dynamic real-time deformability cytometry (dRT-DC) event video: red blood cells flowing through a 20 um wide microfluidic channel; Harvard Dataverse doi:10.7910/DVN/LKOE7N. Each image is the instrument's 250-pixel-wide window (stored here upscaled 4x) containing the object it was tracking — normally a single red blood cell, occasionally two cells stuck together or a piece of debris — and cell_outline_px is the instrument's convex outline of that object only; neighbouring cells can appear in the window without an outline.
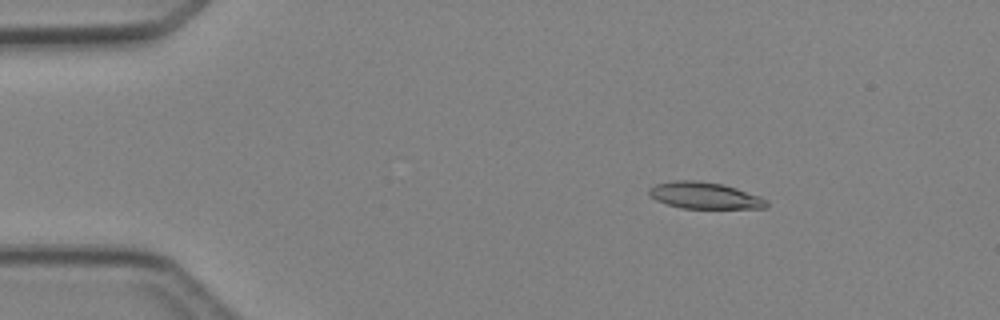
{"species": "Egyptian fruit bat (a non-hibernating species)", "species_latin": "Rousettus aegyptiacus", "temperature_condition": "cold", "stored_images_in_passage": 5, "camera_frame_rate_fps": 3000, "um_per_image_px": 0.085, "animal": {"sex": "female"}, "frame": {"image": 1, "passage_image": 2, "time_ms": 2.0, "image_size_px": [1000, 320], "cell_outline_px": [[768, 204], [764, 208], [680, 208], [656, 200], [648, 192], [648, 188], [656, 184], [676, 180], [696, 180], [720, 184], [736, 188], [760, 196], [768, 200]], "centroid_in_image_um": [59.89, 16.62], "position_along_channel_um": 25.1, "area_um2": 18.03}}
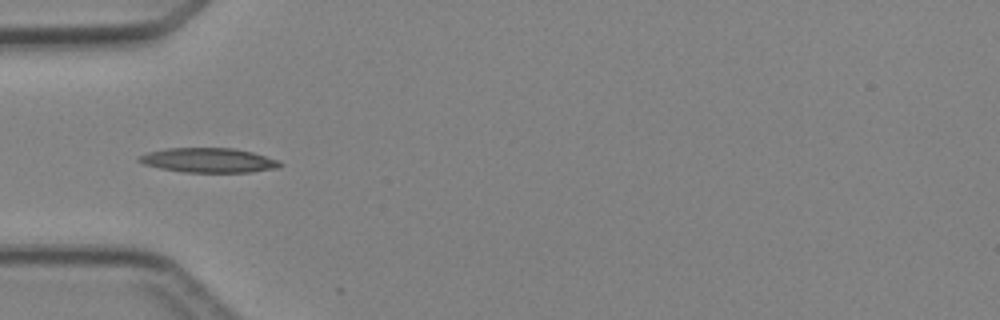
{"frame": {"image": 2, "passage_image": 4, "time_ms": 4.667, "image_size_px": [1000, 320], "cell_outline_px": [[284, 164], [280, 168], [252, 172], [184, 172], [160, 168], [144, 164], [136, 160], [136, 156], [148, 152], [168, 148], [232, 148], [252, 152], [280, 160]], "centroid_in_image_um": [17.75, 13.62], "position_along_channel_um": 67.2, "area_um2": 20.35}}
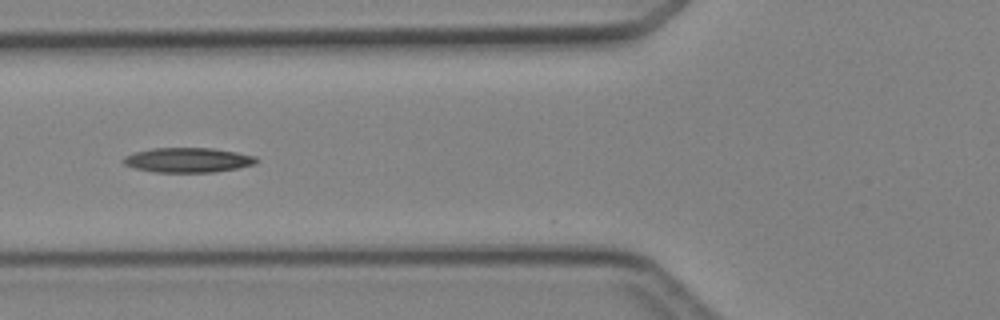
{"frame": {"image": 3, "passage_image": 5, "time_ms": 5.667, "image_size_px": [1000, 320], "cell_outline_px": [[260, 160], [256, 164], [236, 168], [212, 172], [156, 172], [136, 168], [124, 164], [120, 160], [124, 156], [136, 152], [152, 148], [212, 148], [236, 152], [256, 156]], "centroid_in_image_um": [15.98, 13.6], "position_along_channel_um": 109.8, "area_um2": 19.13}}